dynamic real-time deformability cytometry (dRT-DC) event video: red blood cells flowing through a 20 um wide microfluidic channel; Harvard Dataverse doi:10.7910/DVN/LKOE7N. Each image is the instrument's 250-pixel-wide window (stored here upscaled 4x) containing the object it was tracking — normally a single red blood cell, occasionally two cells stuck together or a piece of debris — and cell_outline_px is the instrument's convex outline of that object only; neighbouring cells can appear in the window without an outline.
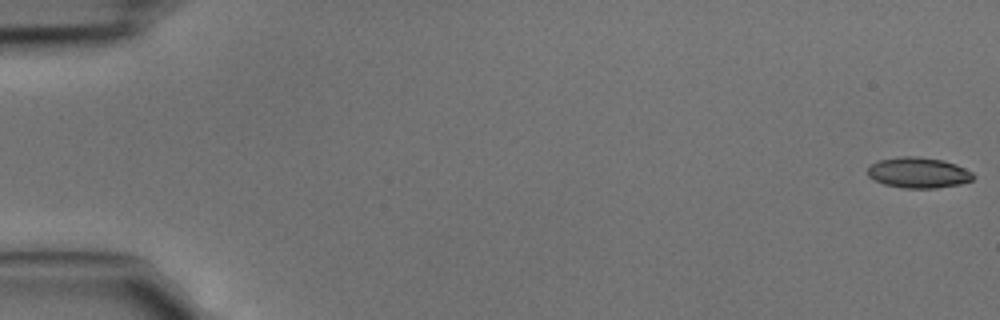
{"species": "common noctule bat (a hibernating species)", "species_latin": "Nyctalus noctula", "temperature_condition": "cold", "stored_images_in_passage": 46, "camera_frame_rate_fps": 3000, "um_per_image_px": 0.085, "animal": {"sex": "male", "body_mass_g": 15.6}, "frame": {"image": 1, "passage_image": 1, "time_ms": 0.0, "image_size_px": [1000, 320], "cell_outline_px": [[976, 176], [972, 180], [960, 184], [936, 188], [904, 188], [884, 184], [868, 176], [868, 168], [872, 164], [880, 160], [900, 156], [920, 156], [940, 160], [956, 164], [972, 172]], "centroid_in_image_um": [78.08, 14.68], "position_along_channel_um": 6.9, "area_um2": 18.79}}
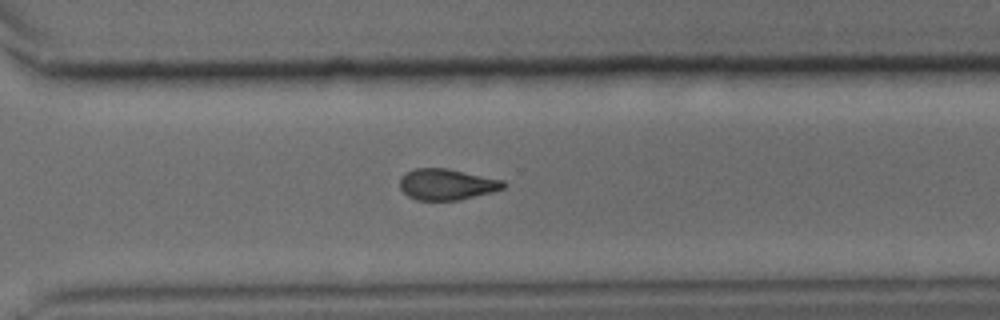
{"frame": {"image": 2, "passage_image": 33, "time_ms": 10.667, "image_size_px": [1000, 320], "cell_outline_px": [[504, 188], [492, 192], [460, 200], [416, 200], [408, 196], [400, 188], [400, 176], [404, 172], [416, 168], [448, 168], [504, 180]], "centroid_in_image_um": [37.95, 15.66], "position_along_channel_um": 332.7, "area_um2": 18.9}}
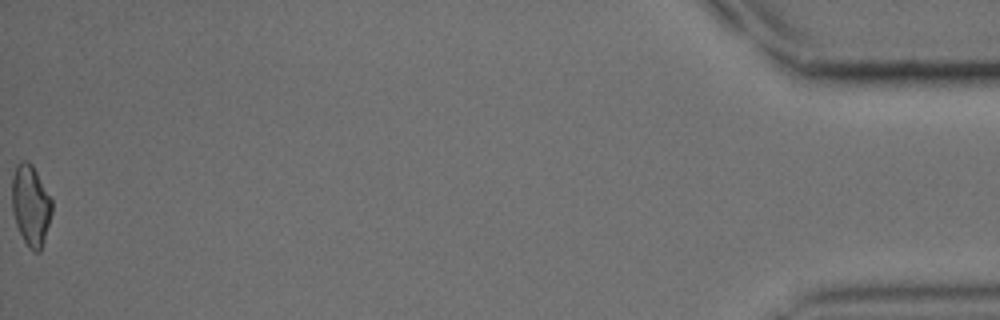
{"frame": {"image": 3, "passage_image": 46, "time_ms": 15.0, "image_size_px": [1000, 320], "cell_outline_px": [[52, 212], [44, 240], [40, 252], [36, 252], [28, 248], [16, 224], [12, 208], [12, 176], [16, 164], [20, 160], [28, 160], [32, 164], [52, 200]], "centroid_in_image_um": [2.6, 17.42], "position_along_channel_um": 432.6, "area_um2": 18.79}}